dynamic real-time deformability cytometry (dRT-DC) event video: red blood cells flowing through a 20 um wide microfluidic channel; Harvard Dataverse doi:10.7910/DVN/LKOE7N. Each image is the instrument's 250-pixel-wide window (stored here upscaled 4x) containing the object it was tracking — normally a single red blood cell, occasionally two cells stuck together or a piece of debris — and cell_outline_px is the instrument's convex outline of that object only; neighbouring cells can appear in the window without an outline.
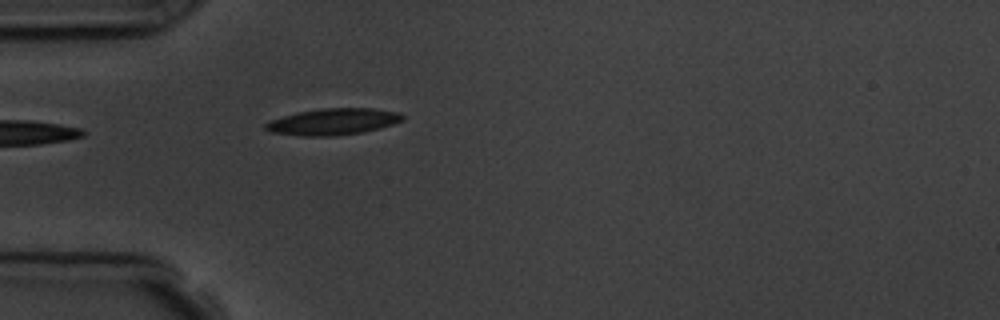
{"species": "common noctule bat (a hibernating species)", "species_latin": "Nyctalus noctula", "temperature_condition": "room temperature", "stored_images_in_passage": 4, "camera_frame_rate_fps": 3000, "um_per_image_px": 0.085, "animal": {"sex": "male", "body_mass_g": 19.5, "forearm_length_mm": 54.6}, "frame": {"image": 1, "passage_image": 4, "time_ms": 3.333, "image_size_px": [1000, 320], "cell_outline_px": [[404, 120], [380, 128], [364, 132], [332, 136], [304, 136], [272, 132], [264, 128], [264, 124], [268, 120], [296, 112], [320, 108], [372, 108], [396, 112], [404, 116]], "centroid_in_image_um": [28.28, 10.34], "position_along_channel_um": 56.7, "area_um2": 21.21}}